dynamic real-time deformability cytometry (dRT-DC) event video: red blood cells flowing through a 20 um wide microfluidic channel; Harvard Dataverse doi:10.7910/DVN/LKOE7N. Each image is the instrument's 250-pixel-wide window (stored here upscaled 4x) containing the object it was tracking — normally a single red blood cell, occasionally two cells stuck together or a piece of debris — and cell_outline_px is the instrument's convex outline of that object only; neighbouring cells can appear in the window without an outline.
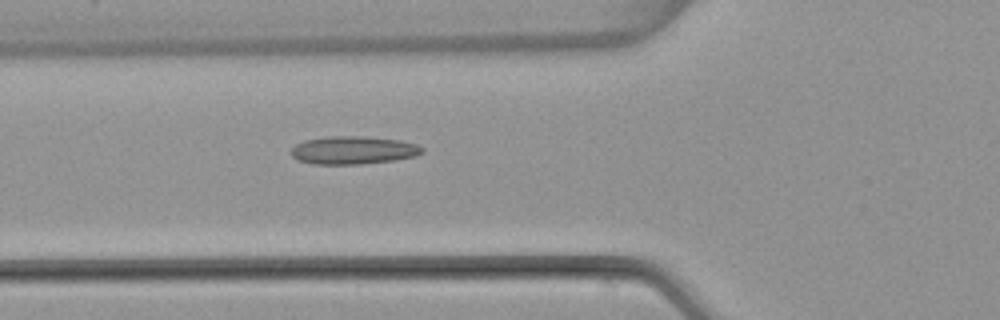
{"species": "common noctule bat (a hibernating species)", "species_latin": "Nyctalus noctula", "temperature_condition": "warm", "stored_images_in_passage": 3, "camera_frame_rate_fps": 3000, "um_per_image_px": 0.085, "animal": {"sex": "female", "body_mass_g": 22.7, "forearm_length_mm": 54.2}, "frame": {"image": 1, "passage_image": 3, "time_ms": 3.333, "image_size_px": [1000, 320], "cell_outline_px": [[424, 152], [416, 156], [392, 160], [360, 164], [312, 164], [296, 160], [288, 152], [296, 144], [304, 140], [332, 136], [360, 136], [400, 140], [416, 144], [424, 148]], "centroid_in_image_um": [29.99, 12.77], "position_along_channel_um": 95.8, "area_um2": 21.44}}